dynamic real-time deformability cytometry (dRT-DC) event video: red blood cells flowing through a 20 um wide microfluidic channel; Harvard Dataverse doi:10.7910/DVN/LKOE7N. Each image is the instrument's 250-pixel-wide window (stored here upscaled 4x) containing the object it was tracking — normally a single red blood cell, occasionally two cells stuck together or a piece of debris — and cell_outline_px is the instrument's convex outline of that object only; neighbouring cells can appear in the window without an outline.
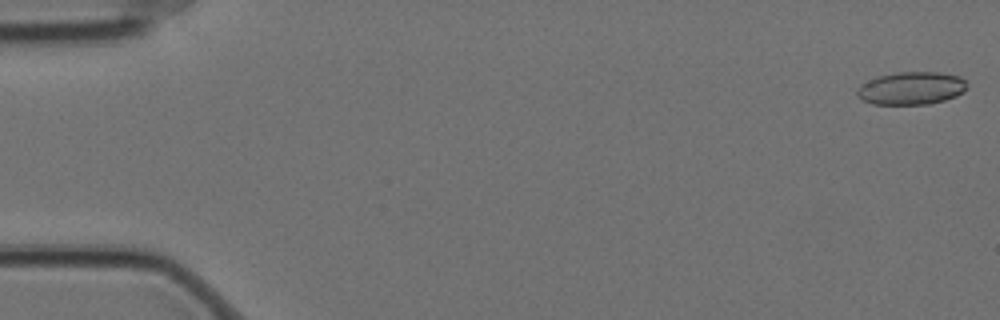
{"species": "Egyptian fruit bat (a non-hibernating species)", "species_latin": "Rousettus aegyptiacus", "temperature_condition": "cold", "stored_images_in_passage": 4, "segment_of_instrument_passage": [2, 2], "camera_frame_rate_fps": 3000, "um_per_image_px": 0.085, "animal": {"sex": "female"}, "frame": {"image": 1, "passage_image": 4, "time_ms": 1.0, "image_size_px": [1000, 320], "cell_outline_px": [[968, 88], [964, 92], [956, 96], [944, 100], [928, 104], [872, 104], [860, 100], [856, 96], [856, 92], [860, 84], [876, 76], [896, 72], [940, 72], [960, 76], [968, 84]], "centroid_in_image_um": [77.44, 7.49], "position_along_channel_um": 7.6, "area_um2": 21.39}}